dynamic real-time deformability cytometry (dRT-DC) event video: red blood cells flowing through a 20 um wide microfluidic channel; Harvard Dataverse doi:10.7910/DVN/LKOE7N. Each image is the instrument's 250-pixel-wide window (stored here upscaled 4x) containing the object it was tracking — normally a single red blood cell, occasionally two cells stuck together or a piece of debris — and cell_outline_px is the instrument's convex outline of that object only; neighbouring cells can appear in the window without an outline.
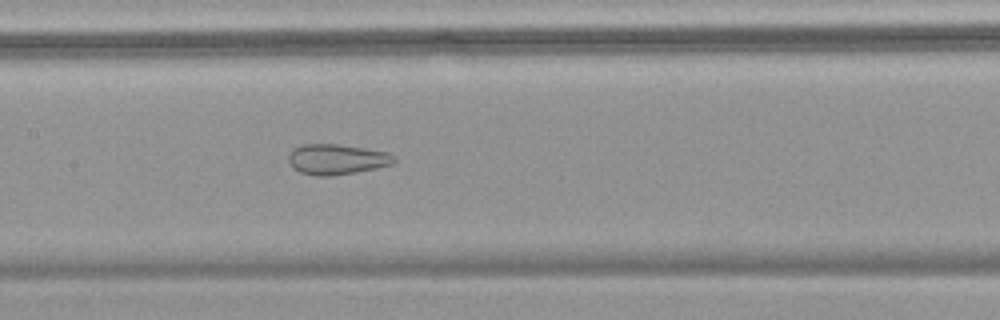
{"species": "common noctule bat (a hibernating species)", "species_latin": "Nyctalus noctula", "temperature_condition": "warm", "stored_images_in_passage": 49, "camera_frame_rate_fps": 3000, "um_per_image_px": 0.085, "animal": {"sex": "female", "body_mass_g": 18.4}, "frame": {"image": 1, "passage_image": 27, "time_ms": 8.667, "image_size_px": [1000, 320], "cell_outline_px": [[396, 160], [392, 164], [376, 168], [332, 176], [316, 176], [300, 172], [292, 168], [288, 160], [288, 156], [292, 148], [300, 144], [336, 144], [364, 148], [388, 152], [396, 156]], "centroid_in_image_um": [28.59, 13.53], "position_along_channel_um": 178.8, "area_um2": 18.84}}
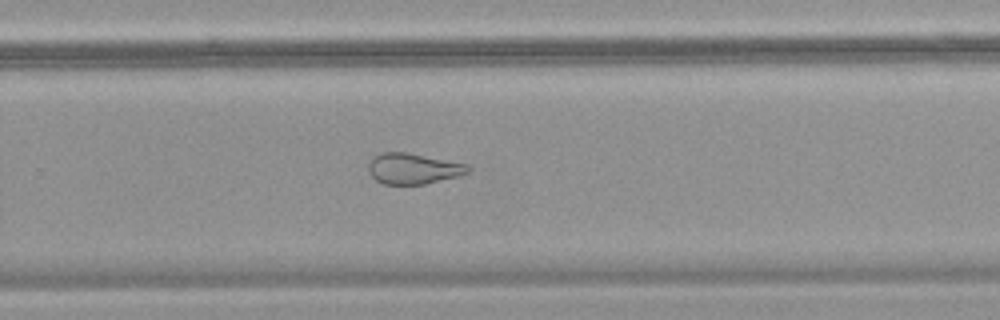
{"frame": {"image": 2, "passage_image": 36, "time_ms": 11.667, "image_size_px": [1000, 320], "cell_outline_px": [[472, 168], [468, 172], [460, 176], [424, 184], [384, 184], [376, 180], [368, 172], [368, 164], [372, 156], [380, 152], [404, 152], [468, 164]], "centroid_in_image_um": [35.11, 14.33], "position_along_channel_um": 294.7, "area_um2": 17.92}}
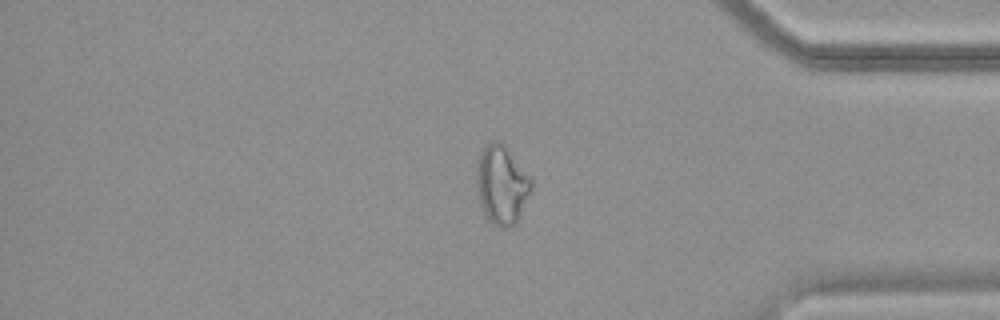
{"frame": {"image": 3, "passage_image": 45, "time_ms": 14.667, "image_size_px": [1000, 320], "cell_outline_px": [[532, 188], [516, 220], [508, 228], [492, 224], [480, 208], [476, 188], [476, 172], [480, 156], [484, 148], [492, 140], [500, 140], [504, 144], [532, 180]], "centroid_in_image_um": [42.61, 15.7], "position_along_channel_um": 392.6, "area_um2": 24.68}}